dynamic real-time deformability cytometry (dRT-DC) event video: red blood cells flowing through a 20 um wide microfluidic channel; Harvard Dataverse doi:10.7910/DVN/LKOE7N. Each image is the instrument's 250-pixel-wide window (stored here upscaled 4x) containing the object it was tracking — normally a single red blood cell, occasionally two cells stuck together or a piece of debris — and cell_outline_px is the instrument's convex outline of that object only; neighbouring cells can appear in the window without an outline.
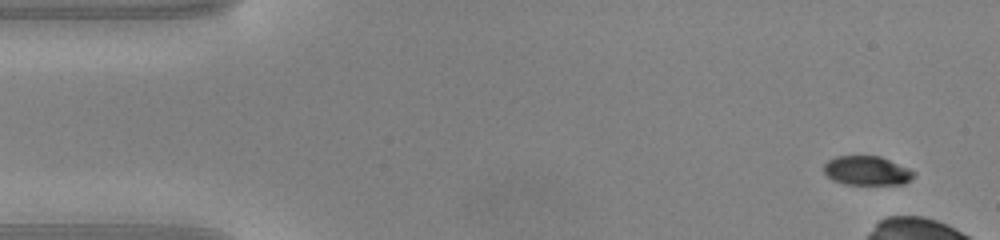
{"species": "common noctule bat (a hibernating species)", "species_latin": "Nyctalus noctula", "temperature_condition": "warm", "stored_images_in_passage": 9, "camera_frame_rate_fps": 3000, "um_per_image_px": 0.085, "animal": {"sex": "male", "body_mass_g": 20.0, "forearm_length_mm": 53.3}, "frame": {"image": 1, "passage_image": 1, "time_ms": 0.0, "image_size_px": [1000, 240], "cell_outline_px": [[916, 176], [904, 184], [844, 184], [832, 180], [824, 172], [824, 164], [828, 160], [836, 156], [880, 156], [908, 168], [916, 172]], "centroid_in_image_um": [73.7, 14.51], "position_along_channel_um": 11.3, "area_um2": 15.32}}